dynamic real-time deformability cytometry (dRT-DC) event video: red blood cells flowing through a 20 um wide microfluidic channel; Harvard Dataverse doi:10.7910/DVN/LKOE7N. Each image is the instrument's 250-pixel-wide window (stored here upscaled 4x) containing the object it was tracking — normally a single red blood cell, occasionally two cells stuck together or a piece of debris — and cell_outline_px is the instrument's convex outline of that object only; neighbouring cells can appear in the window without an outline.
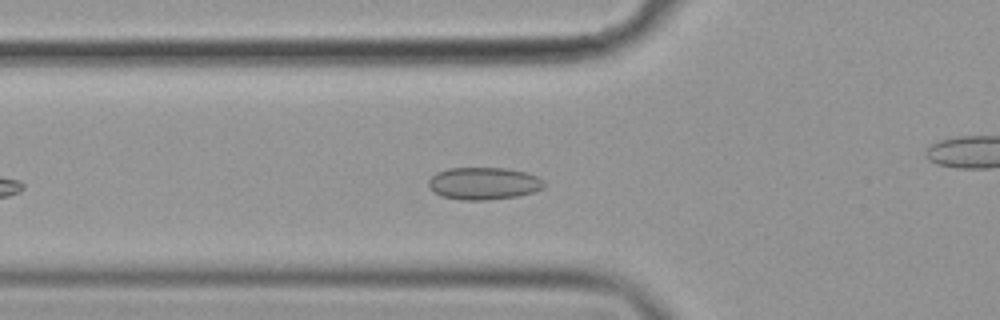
{"species": "common noctule bat (a hibernating species)", "species_latin": "Nyctalus noctula", "temperature_condition": "cold", "stored_images_in_passage": 41, "camera_frame_rate_fps": 3000, "um_per_image_px": 0.085, "animal": {"sex": "female", "body_mass_g": 19.9}, "frame": {"image": 1, "passage_image": 4, "time_ms": 1.0, "image_size_px": [1000, 320], "cell_outline_px": [[548, 184], [544, 188], [532, 192], [516, 196], [488, 200], [460, 200], [444, 196], [432, 192], [428, 188], [428, 180], [436, 172], [448, 168], [508, 168], [524, 172], [536, 176], [544, 180]], "centroid_in_image_um": [41.11, 15.59], "position_along_channel_um": 84.7, "area_um2": 21.96}}
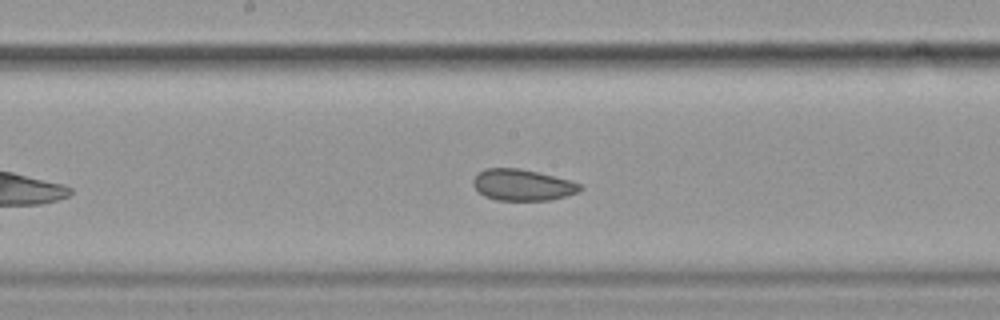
{"frame": {"image": 2, "passage_image": 14, "time_ms": 4.333, "image_size_px": [1000, 320], "cell_outline_px": [[584, 188], [576, 192], [564, 196], [548, 200], [496, 200], [484, 196], [472, 184], [472, 180], [484, 168], [520, 168], [568, 180], [580, 184]], "centroid_in_image_um": [44.37, 15.72], "position_along_channel_um": 203.8, "area_um2": 19.19}}
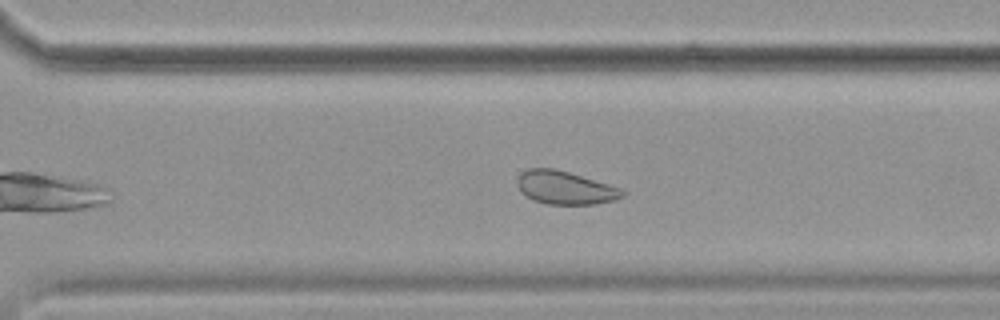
{"frame": {"image": 3, "passage_image": 24, "time_ms": 7.667, "image_size_px": [1000, 320], "cell_outline_px": [[624, 196], [612, 200], [596, 204], [548, 204], [532, 200], [520, 192], [516, 184], [516, 180], [520, 172], [528, 168], [556, 168], [608, 184], [620, 188], [624, 192]], "centroid_in_image_um": [47.96, 15.94], "position_along_channel_um": 322.6, "area_um2": 20.4}, "authors_computed_cell_mechanics": {"area_um2": 20.808, "velocity_mm_per_s": 3.5656, "shape_relaxation_time_tau1_ms": null, "shape_relaxation_time_tau2_ms": 2.4166, "deformation_change_tau1": null, "deformation_change_tau2": 0.0553}}